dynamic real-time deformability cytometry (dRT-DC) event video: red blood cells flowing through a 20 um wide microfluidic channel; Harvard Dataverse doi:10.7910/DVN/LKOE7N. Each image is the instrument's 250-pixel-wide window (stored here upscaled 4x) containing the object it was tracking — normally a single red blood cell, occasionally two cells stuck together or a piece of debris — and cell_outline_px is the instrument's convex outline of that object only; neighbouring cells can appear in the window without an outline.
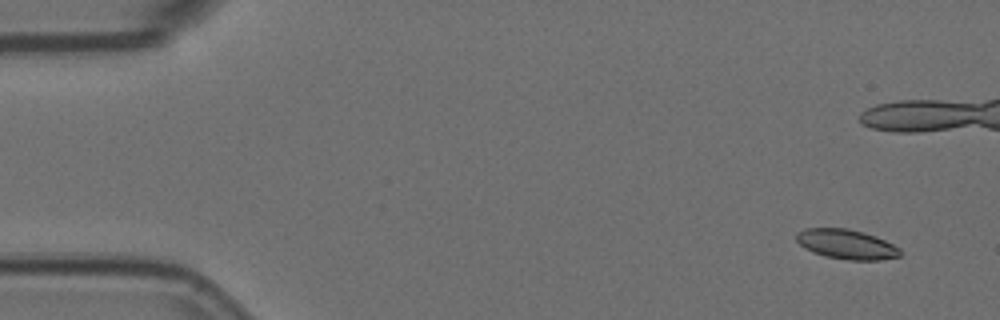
{"species": "Egyptian fruit bat (a non-hibernating species)", "species_latin": "Rousettus aegyptiacus", "temperature_condition": "room temperature", "stored_images_in_passage": 6, "camera_frame_rate_fps": 3000, "um_per_image_px": 0.085, "animal": {"sex": "female"}, "frame": {"image": 1, "passage_image": 1, "time_ms": 0.0, "image_size_px": [1000, 320], "cell_outline_px": [[904, 252], [900, 256], [880, 260], [852, 260], [824, 256], [812, 252], [804, 248], [796, 240], [796, 232], [804, 228], [844, 228], [876, 236], [900, 248]], "centroid_in_image_um": [71.94, 20.77], "position_along_channel_um": 13.1, "area_um2": 17.98}}
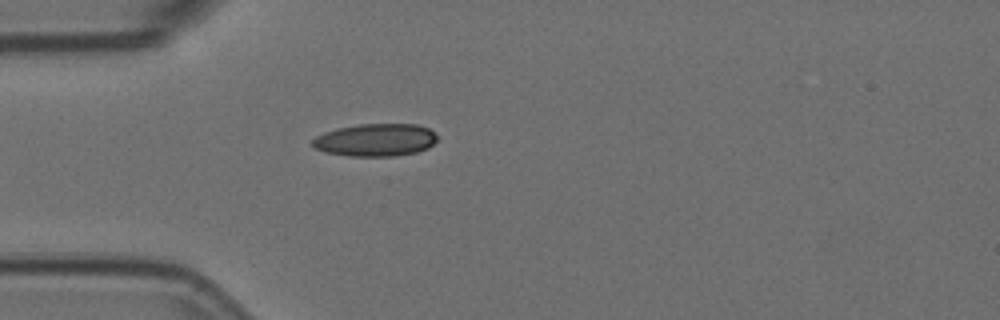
{"frame": {"image": 2, "passage_image": 6, "time_ms": 1.667, "image_size_px": [1000, 320], "cell_outline_px": [[436, 140], [428, 148], [416, 152], [396, 156], [348, 156], [324, 152], [316, 148], [312, 144], [312, 140], [316, 136], [324, 132], [336, 128], [360, 124], [416, 124], [428, 128], [436, 132]], "centroid_in_image_um": [31.92, 11.89], "position_along_channel_um": 53.1, "area_um2": 23.81}}